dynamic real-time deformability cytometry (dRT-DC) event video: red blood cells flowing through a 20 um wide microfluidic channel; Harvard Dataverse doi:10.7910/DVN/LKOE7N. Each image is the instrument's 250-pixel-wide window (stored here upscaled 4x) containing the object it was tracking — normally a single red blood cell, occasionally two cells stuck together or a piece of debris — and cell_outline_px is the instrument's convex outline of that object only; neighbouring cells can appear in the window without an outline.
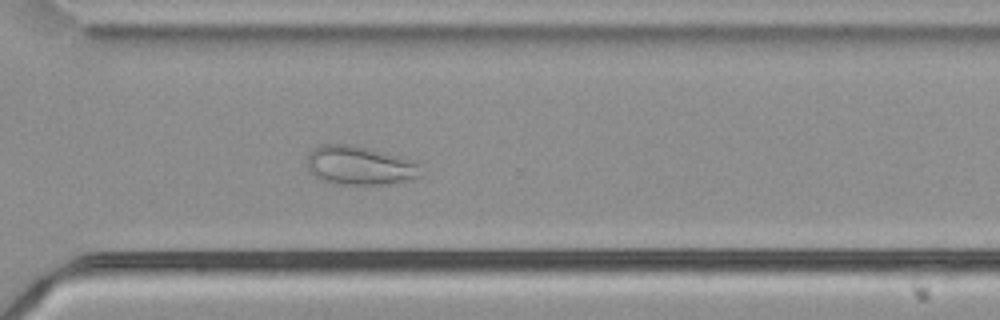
{"species": "common noctule bat (a hibernating species)", "species_latin": "Nyctalus noctula", "temperature_condition": "cold", "stored_images_in_passage": 57, "camera_frame_rate_fps": 3000, "um_per_image_px": 0.085, "animal": {"sex": "male", "body_mass_g": 21.5, "forearm_length_mm": 52.0}, "frame": {"image": 1, "passage_image": 42, "time_ms": 13.667, "image_size_px": [1000, 320], "cell_outline_px": [[420, 176], [408, 180], [388, 184], [332, 184], [320, 180], [312, 176], [308, 168], [308, 156], [320, 144], [352, 144], [416, 160], [420, 164]], "centroid_in_image_um": [30.58, 14.07], "position_along_channel_um": 340.0, "area_um2": 25.95}}
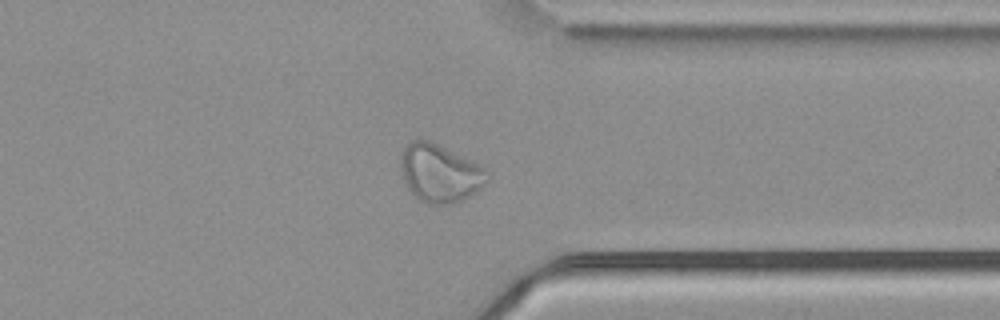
{"frame": {"image": 2, "passage_image": 45, "time_ms": 14.667, "image_size_px": [1000, 320], "cell_outline_px": [[488, 180], [476, 192], [464, 200], [452, 204], [428, 204], [420, 200], [408, 188], [404, 180], [400, 168], [400, 156], [404, 148], [412, 140], [428, 140], [480, 164], [488, 168]], "centroid_in_image_um": [37.41, 14.73], "position_along_channel_um": 374.0, "area_um2": 29.25}}
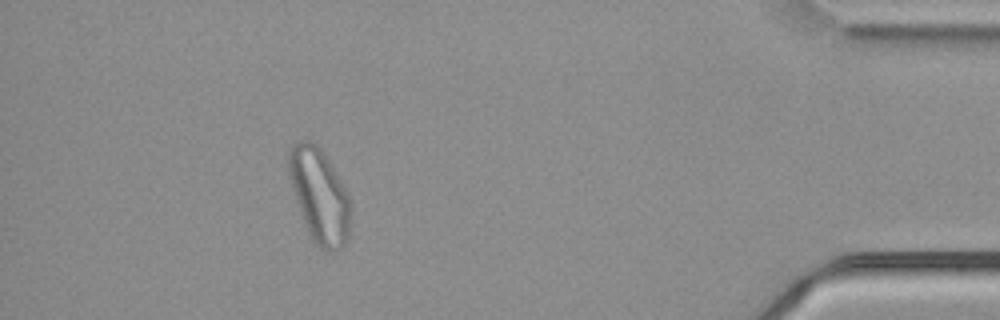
{"frame": {"image": 3, "passage_image": 52, "time_ms": 17.0, "image_size_px": [1000, 320], "cell_outline_px": [[352, 204], [348, 240], [336, 252], [328, 252], [320, 248], [312, 240], [308, 232], [296, 200], [292, 188], [288, 172], [288, 152], [292, 144], [300, 140], [308, 140], [316, 144], [324, 152], [344, 184]], "centroid_in_image_um": [27.18, 16.63], "position_along_channel_um": 408.0, "area_um2": 34.39}}